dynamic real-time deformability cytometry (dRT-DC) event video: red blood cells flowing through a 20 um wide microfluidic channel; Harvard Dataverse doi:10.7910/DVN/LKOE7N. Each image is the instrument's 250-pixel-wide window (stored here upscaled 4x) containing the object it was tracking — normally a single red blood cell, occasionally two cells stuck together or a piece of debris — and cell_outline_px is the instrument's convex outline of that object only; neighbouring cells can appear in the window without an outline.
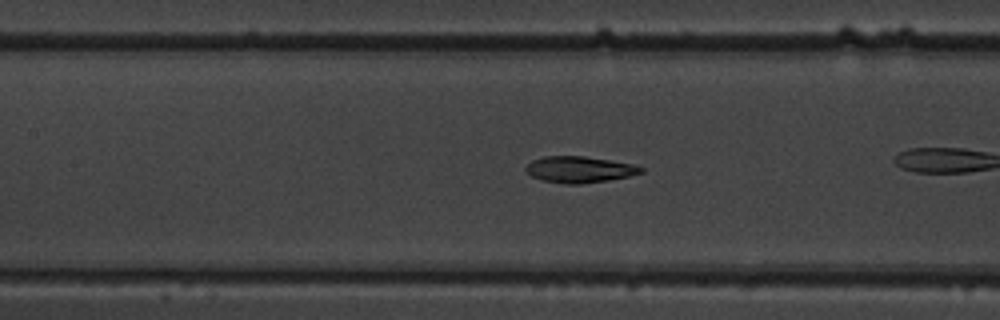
{"species": "common noctule bat (a hibernating species)", "species_latin": "Nyctalus noctula", "temperature_condition": "warm", "stored_images_in_passage": 43, "camera_frame_rate_fps": 3000, "um_per_image_px": 0.085, "animal": {"sex": "male", "body_mass_g": 19.5, "forearm_length_mm": 54.6}, "frame": {"image": 1, "passage_image": 25, "time_ms": 8.0, "image_size_px": [1000, 320], "cell_outline_px": [[644, 172], [628, 176], [608, 180], [580, 184], [568, 184], [540, 180], [532, 176], [524, 168], [532, 160], [544, 156], [584, 156], [632, 164], [644, 168]], "centroid_in_image_um": [49.23, 14.41], "position_along_channel_um": 158.2, "area_um2": 17.51}}